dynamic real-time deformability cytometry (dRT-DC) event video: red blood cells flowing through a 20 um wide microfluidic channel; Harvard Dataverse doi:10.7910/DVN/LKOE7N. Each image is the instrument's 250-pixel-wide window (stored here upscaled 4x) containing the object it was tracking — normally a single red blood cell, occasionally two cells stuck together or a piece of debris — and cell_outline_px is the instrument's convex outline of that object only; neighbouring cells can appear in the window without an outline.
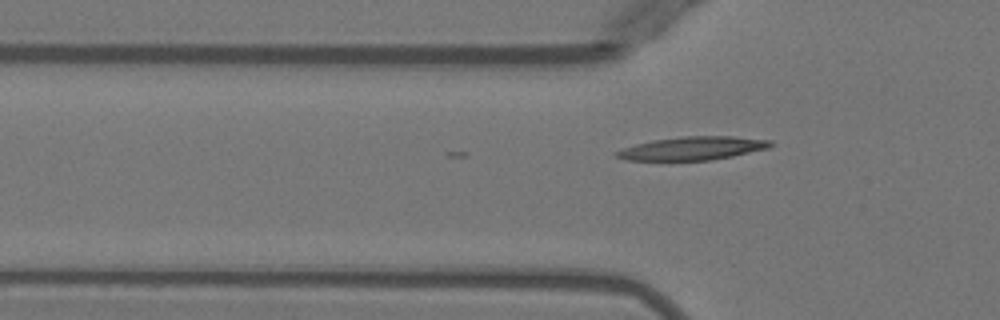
{"species": "Egyptian fruit bat (a non-hibernating species)", "species_latin": "Rousettus aegyptiacus", "temperature_condition": "warm", "stored_images_in_passage": 3, "camera_frame_rate_fps": 3000, "um_per_image_px": 0.085, "animal": {"sex": "female"}, "frame": {"image": 1, "passage_image": 3, "time_ms": 0.667, "image_size_px": [1000, 320], "cell_outline_px": [[772, 144], [768, 148], [732, 156], [708, 160], [628, 160], [616, 156], [612, 152], [636, 144], [652, 140], [680, 136], [732, 136], [772, 140]], "centroid_in_image_um": [58.85, 12.59], "position_along_channel_um": 66.9, "area_um2": 20.81}}